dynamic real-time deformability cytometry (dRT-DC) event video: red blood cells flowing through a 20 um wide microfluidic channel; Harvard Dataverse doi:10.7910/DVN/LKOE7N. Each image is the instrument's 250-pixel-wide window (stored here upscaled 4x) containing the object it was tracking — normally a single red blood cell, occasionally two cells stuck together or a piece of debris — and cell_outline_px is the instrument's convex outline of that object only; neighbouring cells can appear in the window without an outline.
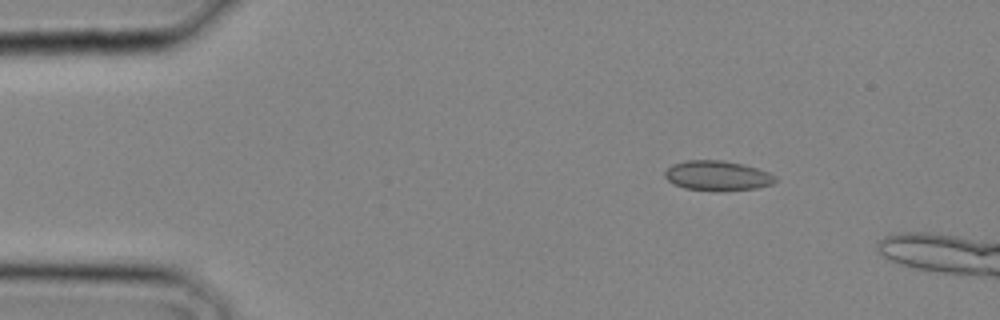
{"species": "common noctule bat (a hibernating species)", "species_latin": "Nyctalus noctula", "temperature_condition": "cold", "stored_images_in_passage": 7, "camera_frame_rate_fps": 3000, "um_per_image_px": 0.085, "animal": {"sex": "male", "body_mass_g": 20.4}, "frame": {"image": 1, "passage_image": 4, "time_ms": 1.0, "image_size_px": [1000, 320], "cell_outline_px": [[776, 180], [772, 184], [756, 188], [720, 192], [684, 188], [668, 180], [664, 176], [664, 172], [672, 164], [684, 160], [720, 160], [744, 164], [768, 172], [776, 176]], "centroid_in_image_um": [60.97, 14.94], "position_along_channel_um": 24.0, "area_um2": 19.36}}